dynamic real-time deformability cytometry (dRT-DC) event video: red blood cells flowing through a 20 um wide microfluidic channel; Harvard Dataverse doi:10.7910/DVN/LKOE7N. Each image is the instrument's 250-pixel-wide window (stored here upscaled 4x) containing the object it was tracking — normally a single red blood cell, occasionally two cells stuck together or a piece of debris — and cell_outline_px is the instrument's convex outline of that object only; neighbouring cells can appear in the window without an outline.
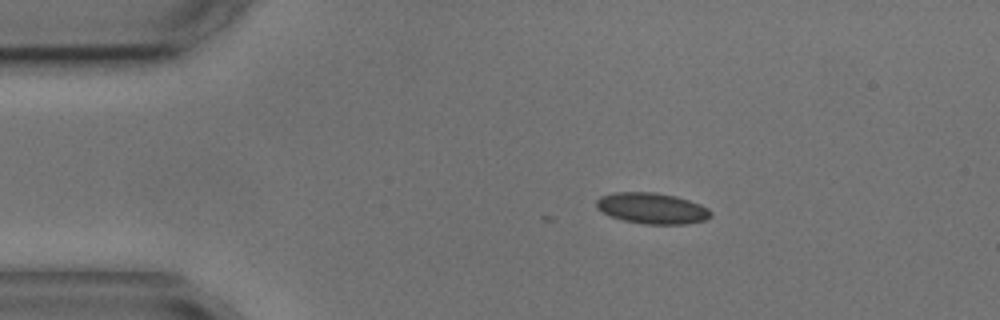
{"species": "common noctule bat (a hibernating species)", "species_latin": "Nyctalus noctula", "temperature_condition": "cold", "stored_images_in_passage": 2, "camera_frame_rate_fps": 3000, "um_per_image_px": 0.085, "animal": {"sex": "male", "body_mass_g": 17.9, "forearm_length_mm": 54.2}, "frame": {"image": 1, "passage_image": 1, "time_ms": 0.0, "image_size_px": [1000, 320], "cell_outline_px": [[712, 216], [704, 220], [688, 224], [644, 224], [624, 220], [612, 216], [596, 208], [596, 200], [600, 196], [612, 192], [656, 192], [676, 196], [700, 204], [708, 208], [712, 212]], "centroid_in_image_um": [55.43, 17.7], "position_along_channel_um": 29.6, "area_um2": 20.69}}